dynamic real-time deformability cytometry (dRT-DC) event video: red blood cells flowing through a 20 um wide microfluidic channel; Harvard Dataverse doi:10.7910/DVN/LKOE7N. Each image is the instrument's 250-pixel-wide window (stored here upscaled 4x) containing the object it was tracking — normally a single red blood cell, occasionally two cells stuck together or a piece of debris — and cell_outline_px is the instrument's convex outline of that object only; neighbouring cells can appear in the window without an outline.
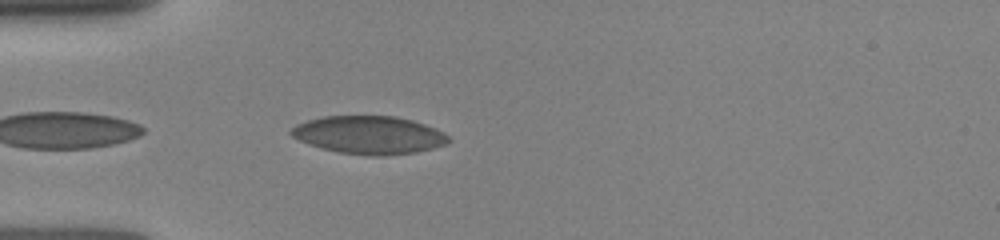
{"species": "human", "species_latin": "Homo sapiens", "temperature_condition": "room temperature", "stored_images_in_passage": 2, "camera_frame_rate_fps": 3000, "um_per_image_px": 0.085, "donor": {"sex": "female"}, "frame": {"image": 1, "passage_image": 1, "time_ms": 0.0, "image_size_px": [1000, 240], "cell_outline_px": [[452, 140], [448, 144], [416, 152], [376, 156], [372, 156], [340, 152], [324, 148], [300, 140], [292, 136], [288, 132], [296, 124], [308, 120], [324, 116], [396, 116], [412, 120], [436, 128], [444, 132]], "centroid_in_image_um": [31.42, 11.46], "position_along_channel_um": 53.6, "area_um2": 34.62}}